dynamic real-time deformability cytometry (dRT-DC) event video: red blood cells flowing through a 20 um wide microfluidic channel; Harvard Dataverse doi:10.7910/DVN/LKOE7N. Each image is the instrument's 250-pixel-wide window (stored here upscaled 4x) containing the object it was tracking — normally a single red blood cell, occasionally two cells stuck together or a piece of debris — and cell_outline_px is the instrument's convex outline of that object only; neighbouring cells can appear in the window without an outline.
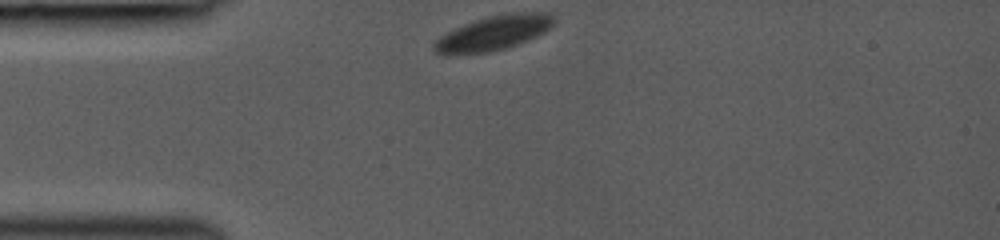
{"species": "common noctule bat (a hibernating species)", "species_latin": "Nyctalus noctula", "temperature_condition": "room temperature", "stored_images_in_passage": 13, "camera_frame_rate_fps": 3000, "um_per_image_px": 0.085, "animal": {"sex": "female", "body_mass_g": 19.0, "forearm_length_mm": 53.3}, "frame": {"image": 1, "passage_image": 1, "time_ms": 0.0, "image_size_px": [1000, 240], "cell_outline_px": [[556, 20], [544, 32], [520, 44], [488, 52], [448, 56], [444, 56], [436, 52], [432, 48], [432, 44], [440, 36], [464, 24], [488, 16], [508, 12], [552, 12]], "centroid_in_image_um": [41.94, 2.81], "position_along_channel_um": 43.1, "area_um2": 24.45}}
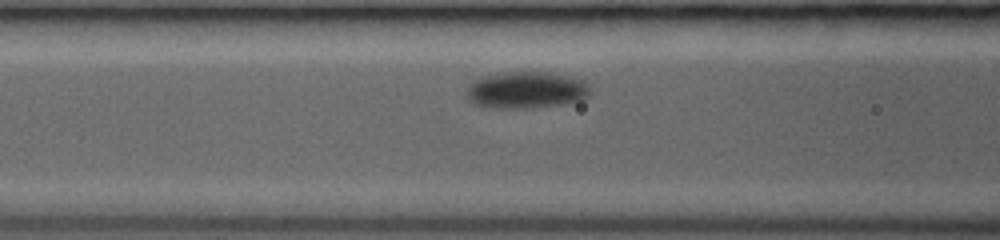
{"frame": {"image": 2, "passage_image": 6, "time_ms": 2.667, "image_size_px": [1000, 240], "cell_outline_px": [[588, 96], [580, 100], [564, 104], [532, 108], [492, 108], [472, 104], [468, 100], [468, 84], [480, 76], [508, 72], [548, 72], [568, 76], [584, 80], [588, 84]], "centroid_in_image_um": [44.7, 7.66], "position_along_channel_um": 121.9, "area_um2": 26.65}}
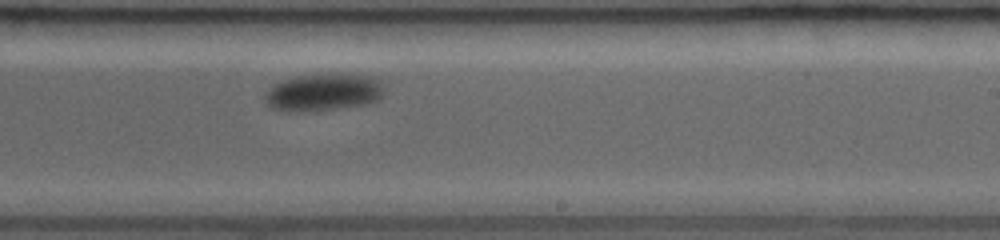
{"frame": {"image": 3, "passage_image": 13, "time_ms": 6.333, "image_size_px": [1000, 240], "cell_outline_px": [[384, 88], [380, 100], [368, 104], [300, 112], [272, 108], [264, 100], [264, 96], [268, 88], [272, 84], [296, 76], [372, 76], [380, 80]], "centroid_in_image_um": [27.48, 7.87], "position_along_channel_um": 261.5, "area_um2": 25.2}}